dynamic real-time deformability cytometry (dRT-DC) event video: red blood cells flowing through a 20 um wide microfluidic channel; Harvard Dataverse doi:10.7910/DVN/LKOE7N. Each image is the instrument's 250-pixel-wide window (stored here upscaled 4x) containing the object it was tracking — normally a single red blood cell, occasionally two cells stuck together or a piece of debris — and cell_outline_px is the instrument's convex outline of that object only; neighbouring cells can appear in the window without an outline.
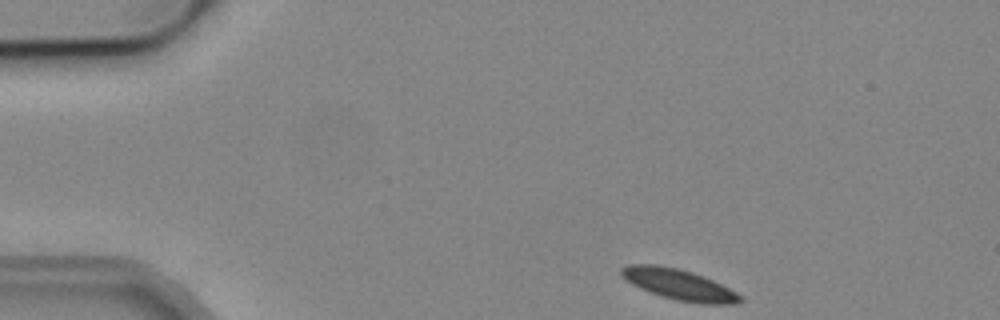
{"species": "common noctule bat (a hibernating species)", "species_latin": "Nyctalus noctula", "temperature_condition": "cold", "stored_images_in_passage": 46, "camera_frame_rate_fps": 3000, "um_per_image_px": 0.085, "animal": {"sex": "male", "body_mass_g": 19.2, "forearm_length_mm": 51.8}, "frame": {"image": 1, "passage_image": 1, "time_ms": 0.0, "image_size_px": [1000, 320], "cell_outline_px": [[744, 300], [736, 304], [700, 304], [676, 300], [660, 296], [640, 288], [632, 284], [620, 276], [620, 268], [628, 264], [656, 264], [676, 268], [692, 272], [704, 276], [744, 296]], "centroid_in_image_um": [57.71, 24.19], "position_along_channel_um": 27.3, "area_um2": 21.5}}
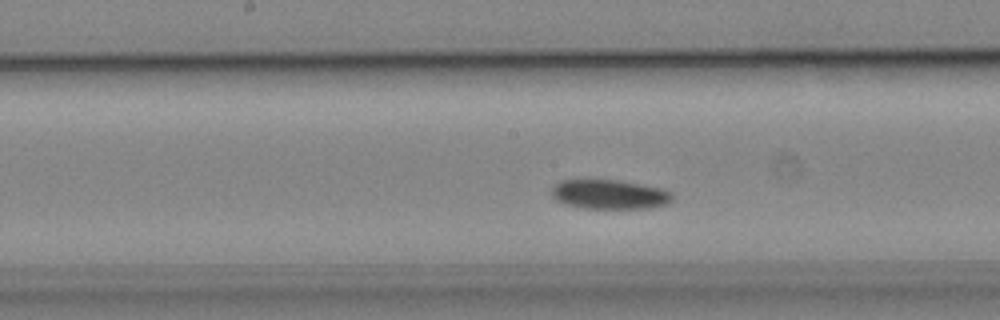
{"frame": {"image": 2, "passage_image": 20, "time_ms": 6.333, "image_size_px": [1000, 320], "cell_outline_px": [[672, 200], [664, 204], [652, 208], [584, 208], [564, 204], [556, 200], [552, 196], [552, 188], [560, 180], [620, 180], [660, 188], [672, 192]], "centroid_in_image_um": [51.79, 16.52], "position_along_channel_um": 196.4, "area_um2": 20.58}}
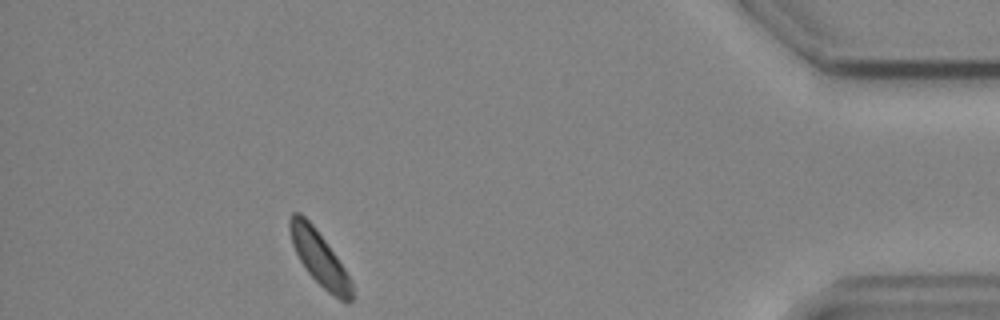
{"frame": {"image": 3, "passage_image": 41, "time_ms": 13.333, "image_size_px": [1000, 320], "cell_outline_px": [[352, 300], [348, 304], [344, 304], [328, 292], [304, 268], [292, 244], [288, 228], [288, 220], [292, 212], [300, 212], [316, 228], [336, 256], [352, 280]], "centroid_in_image_um": [27.14, 21.95], "position_along_channel_um": 408.1, "area_um2": 19.65}, "authors_computed_cell_mechanics": {"area_um2": 21.1548, "velocity_mm_per_s": 3.7974, "shape_relaxation_time_tau1_ms": 7.3448, "shape_relaxation_time_tau2_ms": null, "deformation_change_tau1": 0.0705, "deformation_change_tau2": null}}